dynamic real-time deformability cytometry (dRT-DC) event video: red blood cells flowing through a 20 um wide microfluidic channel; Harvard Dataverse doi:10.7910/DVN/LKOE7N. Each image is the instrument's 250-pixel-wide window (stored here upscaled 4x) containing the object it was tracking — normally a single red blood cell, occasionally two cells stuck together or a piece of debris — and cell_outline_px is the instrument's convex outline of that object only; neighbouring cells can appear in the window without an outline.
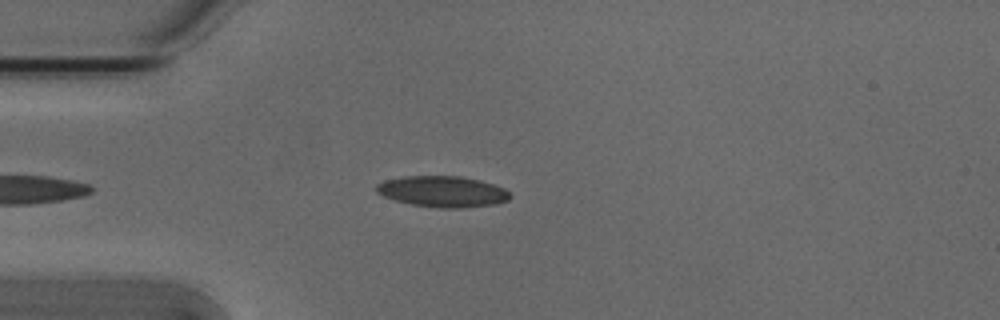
{"species": "Egyptian fruit bat (a non-hibernating species)", "species_latin": "Rousettus aegyptiacus", "temperature_condition": "cold", "stored_images_in_passage": 1, "camera_frame_rate_fps": 3000, "um_per_image_px": 0.085, "animal": {"sex": "male"}, "frame": {"image": 1, "passage_image": 1, "time_ms": 0.0, "image_size_px": [1000, 320], "cell_outline_px": [[512, 196], [508, 200], [496, 204], [460, 208], [440, 208], [412, 204], [396, 200], [384, 196], [376, 192], [376, 184], [384, 180], [404, 176], [460, 176], [480, 180], [504, 188]], "centroid_in_image_um": [37.62, 16.28], "position_along_channel_um": 47.4, "area_um2": 24.1}}